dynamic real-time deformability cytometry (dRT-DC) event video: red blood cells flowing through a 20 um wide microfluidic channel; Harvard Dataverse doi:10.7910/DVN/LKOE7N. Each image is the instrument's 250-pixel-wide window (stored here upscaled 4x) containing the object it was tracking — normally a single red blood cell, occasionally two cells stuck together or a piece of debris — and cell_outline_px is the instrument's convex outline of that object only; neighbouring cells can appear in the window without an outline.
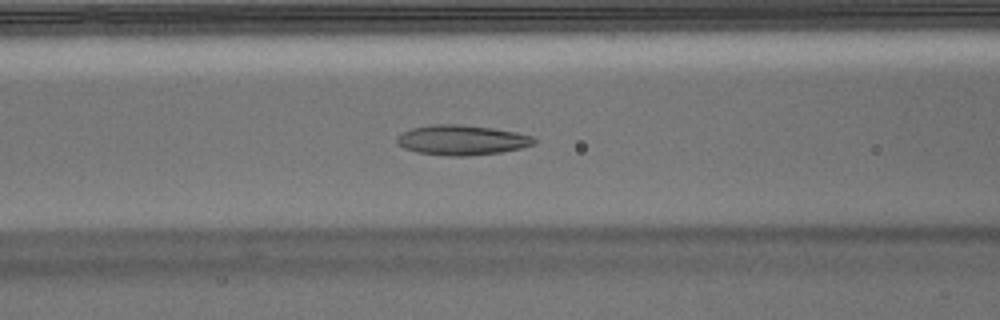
{"species": "Egyptian fruit bat (a non-hibernating species)", "species_latin": "Rousettus aegyptiacus", "temperature_condition": "warm", "stored_images_in_passage": 50, "camera_frame_rate_fps": 3000, "um_per_image_px": 0.085, "animal": {"sex": "male"}, "frame": {"image": 1, "passage_image": 20, "time_ms": 6.333, "image_size_px": [1000, 320], "cell_outline_px": [[536, 144], [520, 148], [500, 152], [468, 156], [448, 156], [416, 152], [404, 148], [396, 140], [396, 136], [412, 128], [428, 124], [460, 124], [492, 128], [516, 132], [532, 136], [536, 140]], "centroid_in_image_um": [39.25, 11.9], "position_along_channel_um": 127.4, "area_um2": 23.99}}
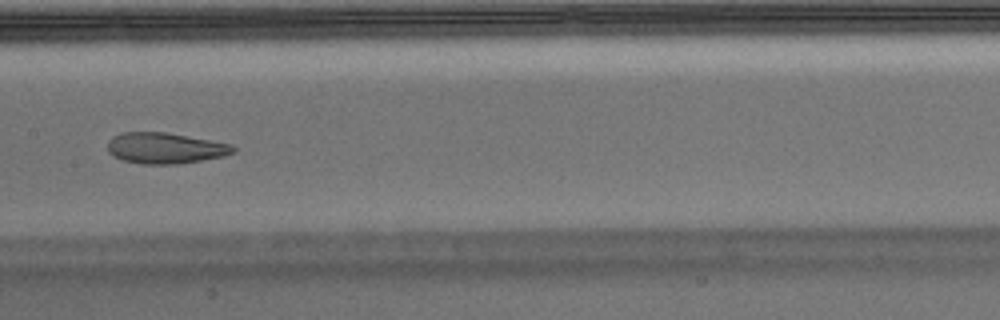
{"frame": {"image": 2, "passage_image": 25, "time_ms": 8.0, "image_size_px": [1000, 320], "cell_outline_px": [[236, 152], [224, 156], [176, 164], [140, 164], [124, 160], [112, 156], [108, 152], [108, 140], [112, 136], [120, 132], [164, 132], [232, 144], [236, 148]], "centroid_in_image_um": [14.01, 12.59], "position_along_channel_um": 193.4, "area_um2": 22.66}}
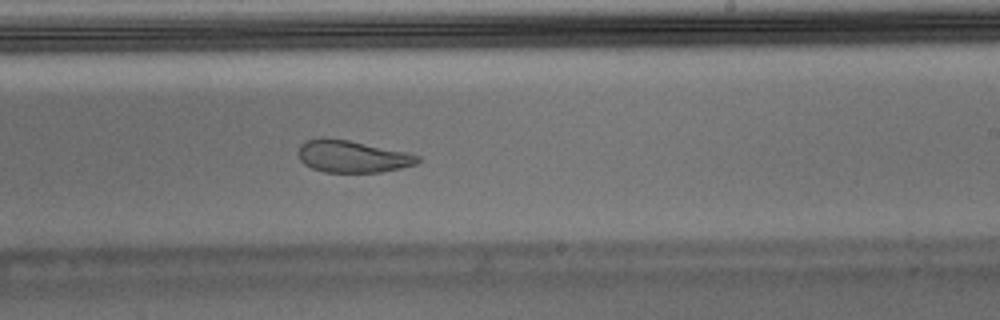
{"frame": {"image": 3, "passage_image": 30, "time_ms": 9.667, "image_size_px": [1000, 320], "cell_outline_px": [[420, 160], [416, 164], [400, 168], [380, 172], [324, 172], [312, 168], [304, 164], [300, 160], [300, 144], [304, 140], [320, 136], [324, 136], [348, 140], [408, 152], [420, 156]], "centroid_in_image_um": [29.93, 13.28], "position_along_channel_um": 259.1, "area_um2": 22.48}, "authors_computed_cell_mechanics": {"area_um2": 24.4783, "velocity_mm_per_s": 3.9517, "shape_relaxation_time_tau1_ms": null, "shape_relaxation_time_tau2_ms": 1.9124, "deformation_change_tau1": null, "deformation_change_tau2": 0.0926}}